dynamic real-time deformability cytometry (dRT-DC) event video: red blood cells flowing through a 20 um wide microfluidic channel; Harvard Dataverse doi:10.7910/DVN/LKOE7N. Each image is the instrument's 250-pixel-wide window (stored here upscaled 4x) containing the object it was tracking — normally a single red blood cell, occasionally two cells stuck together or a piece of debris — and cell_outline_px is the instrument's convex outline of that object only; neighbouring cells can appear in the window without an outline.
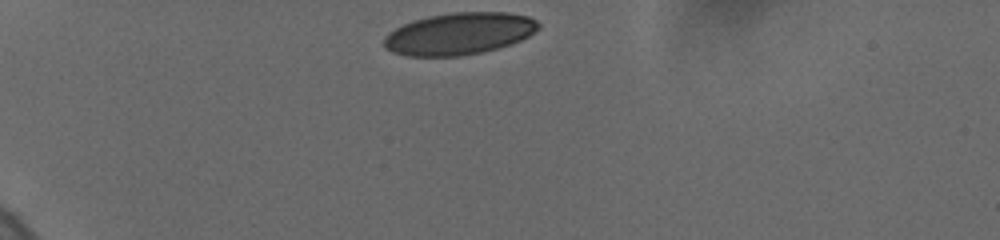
{"species": "human", "species_latin": "Homo sapiens", "temperature_condition": "cold", "stored_images_in_passage": 4, "camera_frame_rate_fps": 3000, "um_per_image_px": 0.085, "donor": {"sex": "female"}, "frame": {"image": 1, "passage_image": 1, "time_ms": 0.0, "image_size_px": [1000, 240], "cell_outline_px": [[540, 28], [536, 32], [520, 40], [496, 48], [480, 52], [460, 56], [404, 56], [392, 52], [384, 44], [384, 36], [388, 32], [412, 20], [428, 16], [452, 12], [508, 12], [528, 16], [536, 20], [540, 24]], "centroid_in_image_um": [39.03, 2.85], "position_along_channel_um": 46.0, "area_um2": 37.8}}
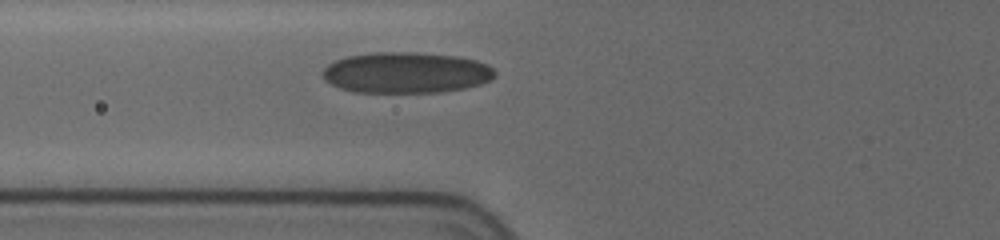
{"frame": {"image": 2, "passage_image": 4, "time_ms": 2.667, "image_size_px": [1000, 240], "cell_outline_px": [[496, 76], [492, 80], [480, 84], [464, 88], [440, 92], [352, 92], [340, 88], [324, 80], [320, 72], [328, 64], [336, 60], [348, 56], [376, 52], [416, 52], [456, 56], [476, 60], [488, 64], [496, 72]], "centroid_in_image_um": [34.52, 6.17], "position_along_channel_um": 91.3, "area_um2": 41.33}}